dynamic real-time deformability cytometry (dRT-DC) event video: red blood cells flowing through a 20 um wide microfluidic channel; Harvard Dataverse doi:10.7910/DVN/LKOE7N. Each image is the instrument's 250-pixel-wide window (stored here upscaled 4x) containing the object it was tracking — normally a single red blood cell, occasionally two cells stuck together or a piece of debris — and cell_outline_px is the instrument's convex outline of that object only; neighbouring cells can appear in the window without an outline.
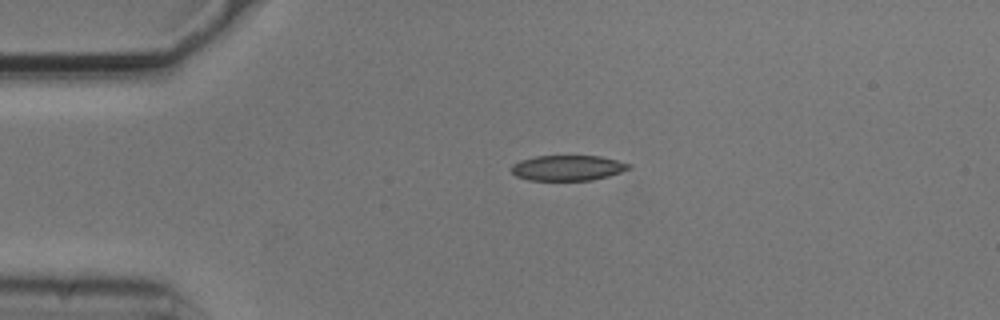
{"species": "common noctule bat (a hibernating species)", "species_latin": "Nyctalus noctula", "temperature_condition": "cold", "stored_images_in_passage": 2, "camera_frame_rate_fps": 3000, "um_per_image_px": 0.085, "animal": {"sex": "male", "body_mass_g": 20.5, "forearm_length_mm": 52.5}, "frame": {"image": 1, "passage_image": 1, "time_ms": 0.0, "image_size_px": [1000, 320], "cell_outline_px": [[632, 168], [608, 176], [592, 180], [528, 180], [516, 176], [512, 172], [512, 164], [520, 160], [536, 156], [600, 156], [632, 164]], "centroid_in_image_um": [48.26, 14.27], "position_along_channel_um": 36.7, "area_um2": 17.34}}